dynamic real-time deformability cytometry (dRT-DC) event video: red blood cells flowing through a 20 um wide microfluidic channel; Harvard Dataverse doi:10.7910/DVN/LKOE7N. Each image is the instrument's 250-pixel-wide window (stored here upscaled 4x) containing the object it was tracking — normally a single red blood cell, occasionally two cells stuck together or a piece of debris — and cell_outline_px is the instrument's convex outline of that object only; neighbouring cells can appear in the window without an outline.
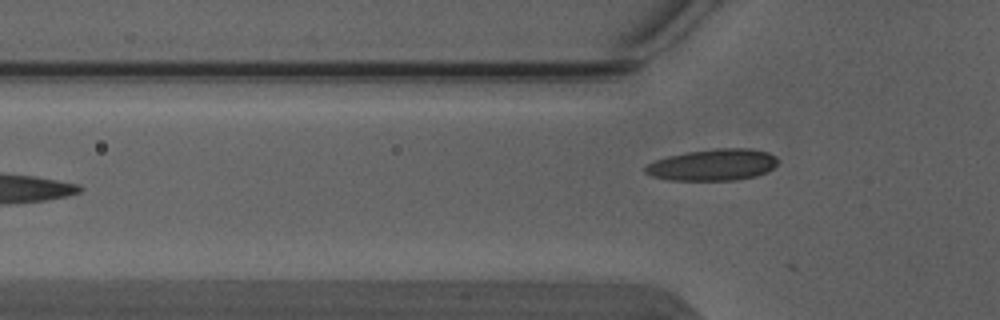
{"species": "Egyptian fruit bat (a non-hibernating species)", "species_latin": "Rousettus aegyptiacus", "temperature_condition": "warm", "stored_images_in_passage": 3, "camera_frame_rate_fps": 3000, "um_per_image_px": 0.085, "animal": {"sex": "male"}, "frame": {"image": 1, "passage_image": 3, "time_ms": 0.667, "image_size_px": [1000, 320], "cell_outline_px": [[780, 160], [768, 172], [756, 176], [736, 180], [668, 180], [652, 176], [644, 172], [644, 168], [648, 164], [656, 160], [668, 156], [684, 152], [716, 148], [752, 148], [768, 152], [776, 156]], "centroid_in_image_um": [60.62, 14.0], "position_along_channel_um": 65.2, "area_um2": 24.62}}